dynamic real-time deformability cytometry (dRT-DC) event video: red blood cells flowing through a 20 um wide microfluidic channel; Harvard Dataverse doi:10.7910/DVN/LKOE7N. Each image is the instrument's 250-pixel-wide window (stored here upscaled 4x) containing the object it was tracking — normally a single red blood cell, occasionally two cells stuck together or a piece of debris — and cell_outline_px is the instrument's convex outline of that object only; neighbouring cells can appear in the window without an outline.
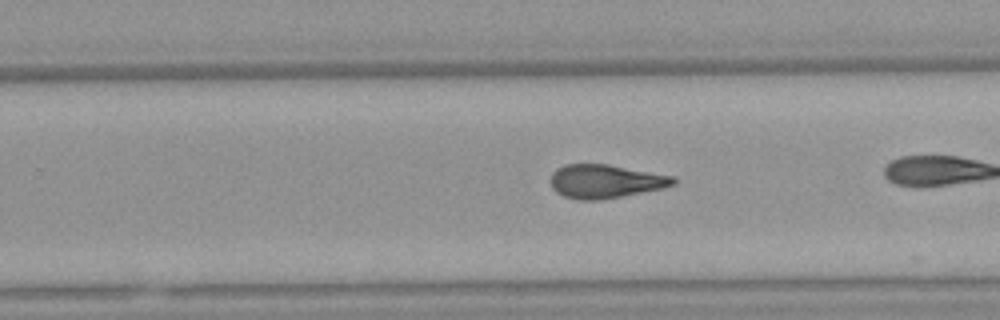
{"species": "Egyptian fruit bat (a non-hibernating species)", "species_latin": "Rousettus aegyptiacus", "temperature_condition": "warm", "stored_images_in_passage": 27, "camera_frame_rate_fps": 3000, "um_per_image_px": 0.085, "animal": {"sex": "female"}, "frame": {"image": 1, "passage_image": 20, "time_ms": 6.333, "image_size_px": [1000, 320], "cell_outline_px": [[676, 184], [664, 188], [600, 200], [576, 200], [564, 196], [556, 192], [552, 188], [552, 172], [556, 168], [564, 164], [608, 164], [676, 176]], "centroid_in_image_um": [51.48, 15.41], "position_along_channel_um": 278.3, "area_um2": 24.22}}